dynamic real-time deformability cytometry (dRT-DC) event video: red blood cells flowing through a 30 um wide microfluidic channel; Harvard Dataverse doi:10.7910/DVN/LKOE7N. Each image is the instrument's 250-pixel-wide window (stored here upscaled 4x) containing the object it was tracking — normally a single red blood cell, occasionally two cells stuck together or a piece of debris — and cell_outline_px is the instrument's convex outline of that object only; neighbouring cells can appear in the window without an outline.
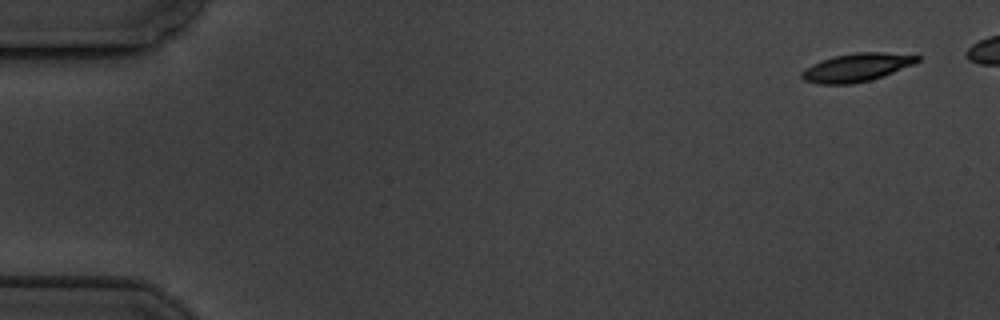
{"species": "common noctule bat (a hibernating species)", "species_latin": "Nyctalus noctula", "temperature_condition": "cold", "stored_images_in_passage": 5, "camera_frame_rate_fps": 3000, "um_per_image_px": 0.085, "animal": {"sex": "male", "body_mass_g": 19.5, "forearm_length_mm": 54.6}, "frame": {"image": 1, "passage_image": 1, "time_ms": 0.0, "image_size_px": [1000, 320], "cell_outline_px": [[920, 60], [916, 64], [884, 76], [872, 80], [852, 84], [820, 84], [804, 80], [800, 76], [800, 72], [812, 64], [836, 56], [856, 52], [884, 52], [920, 56]], "centroid_in_image_um": [72.86, 5.74], "position_along_channel_um": 12.1, "area_um2": 19.07}}